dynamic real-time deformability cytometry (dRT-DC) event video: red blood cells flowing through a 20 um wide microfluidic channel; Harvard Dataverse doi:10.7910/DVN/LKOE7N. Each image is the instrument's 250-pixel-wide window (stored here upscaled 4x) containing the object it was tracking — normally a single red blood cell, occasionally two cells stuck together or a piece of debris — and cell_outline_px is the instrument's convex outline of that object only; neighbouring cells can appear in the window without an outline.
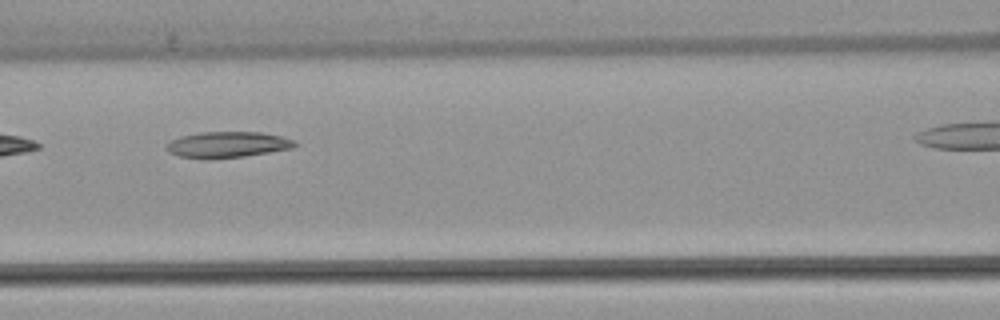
{"species": "common noctule bat (a hibernating species)", "species_latin": "Nyctalus noctula", "temperature_condition": "warm", "stored_images_in_passage": 7, "camera_frame_rate_fps": 3000, "um_per_image_px": 0.085, "animal": {"sex": "female", "body_mass_g": 22.7, "forearm_length_mm": 54.2}, "frame": {"image": 1, "passage_image": 4, "time_ms": 3.667, "image_size_px": [1000, 320], "cell_outline_px": [[296, 144], [292, 148], [244, 156], [208, 160], [180, 156], [168, 152], [164, 148], [164, 144], [180, 136], [200, 132], [260, 132], [280, 136], [296, 140]], "centroid_in_image_um": [19.27, 12.3], "position_along_channel_um": 147.3, "area_um2": 19.59}}